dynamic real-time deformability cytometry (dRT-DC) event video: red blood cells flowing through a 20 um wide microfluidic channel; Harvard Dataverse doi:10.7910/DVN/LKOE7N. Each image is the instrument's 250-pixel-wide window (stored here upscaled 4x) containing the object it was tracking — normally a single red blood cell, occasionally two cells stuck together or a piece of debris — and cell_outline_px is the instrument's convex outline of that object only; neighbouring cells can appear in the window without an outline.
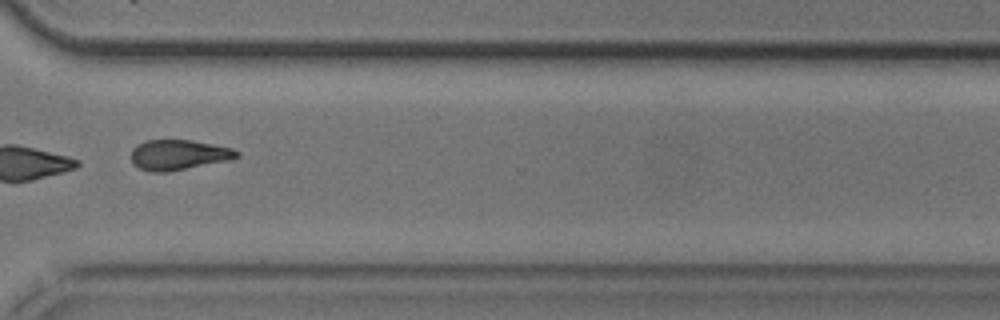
{"species": "common noctule bat (a hibernating species)", "species_latin": "Nyctalus noctula", "temperature_condition": "cold", "stored_images_in_passage": 13, "camera_frame_rate_fps": 3000, "um_per_image_px": 0.085, "animal": {"sex": "male", "body_mass_g": 20.5, "forearm_length_mm": 52.5}, "frame": {"image": 1, "passage_image": 11, "time_ms": 13.333, "image_size_px": [1000, 320], "cell_outline_px": [[240, 156], [228, 160], [168, 172], [152, 172], [140, 168], [132, 164], [132, 148], [136, 144], [144, 140], [192, 140], [232, 148], [240, 152]], "centroid_in_image_um": [15.16, 13.15], "position_along_channel_um": 355.4, "area_um2": 18.61}}